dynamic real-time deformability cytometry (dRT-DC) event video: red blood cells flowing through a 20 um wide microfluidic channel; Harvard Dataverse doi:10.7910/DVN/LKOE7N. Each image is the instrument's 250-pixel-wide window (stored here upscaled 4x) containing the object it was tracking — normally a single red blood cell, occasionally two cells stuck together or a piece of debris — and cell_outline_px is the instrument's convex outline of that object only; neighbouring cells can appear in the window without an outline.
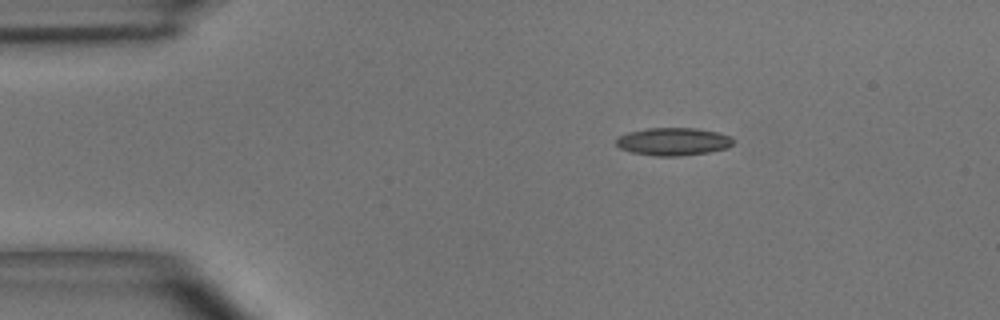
{"species": "common noctule bat (a hibernating species)", "species_latin": "Nyctalus noctula", "temperature_condition": "room temperature", "stored_images_in_passage": 24, "camera_frame_rate_fps": 3000, "um_per_image_px": 0.085, "animal": {"sex": "male", "body_mass_g": 15.6}, "frame": {"image": 1, "passage_image": 1, "time_ms": 0.0, "image_size_px": [1000, 320], "cell_outline_px": [[736, 140], [728, 148], [708, 152], [676, 156], [652, 156], [632, 152], [620, 148], [616, 144], [616, 140], [620, 136], [628, 132], [648, 128], [696, 128], [720, 132], [732, 136]], "centroid_in_image_um": [57.28, 12.03], "position_along_channel_um": 27.7, "area_um2": 19.07}}
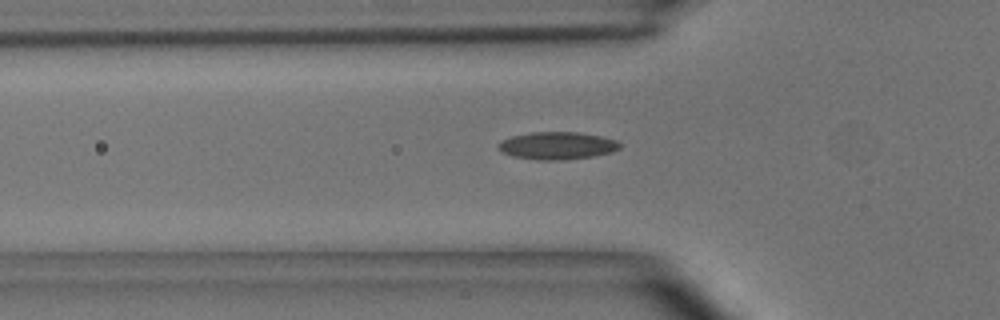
{"frame": {"image": 2, "passage_image": 9, "time_ms": 2.667, "image_size_px": [1000, 320], "cell_outline_px": [[620, 148], [612, 152], [592, 156], [564, 160], [536, 160], [512, 156], [496, 148], [496, 144], [500, 140], [512, 136], [532, 132], [576, 132], [600, 136], [616, 140], [620, 144]], "centroid_in_image_um": [47.31, 12.38], "position_along_channel_um": 78.5, "area_um2": 19.54}}
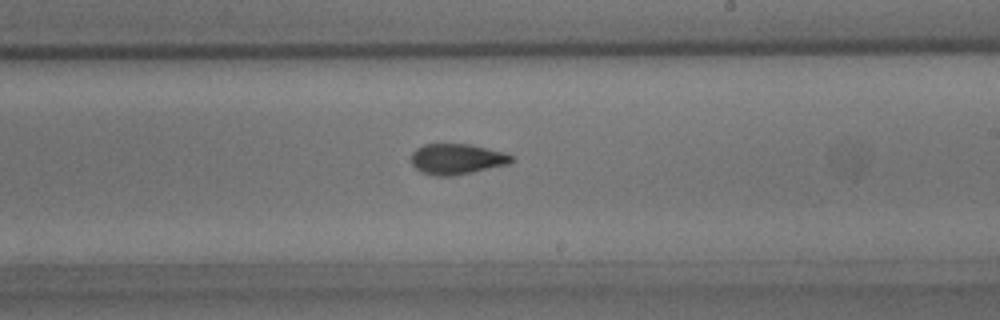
{"frame": {"image": 3, "passage_image": 22, "time_ms": 7.0, "image_size_px": [1000, 320], "cell_outline_px": [[516, 160], [508, 164], [472, 172], [452, 176], [436, 176], [420, 172], [412, 164], [412, 152], [416, 148], [424, 144], [472, 144], [504, 152], [512, 156]], "centroid_in_image_um": [38.84, 13.51], "position_along_channel_um": 250.2, "area_um2": 17.98}}